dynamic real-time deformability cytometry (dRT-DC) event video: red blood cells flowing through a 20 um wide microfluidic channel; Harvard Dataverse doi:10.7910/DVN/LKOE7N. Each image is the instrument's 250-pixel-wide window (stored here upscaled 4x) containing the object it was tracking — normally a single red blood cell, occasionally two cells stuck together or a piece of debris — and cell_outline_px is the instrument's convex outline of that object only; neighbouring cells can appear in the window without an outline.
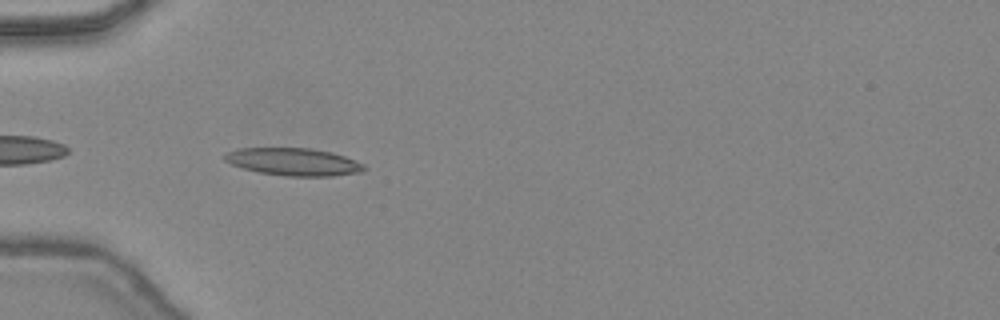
{"species": "common noctule bat (a hibernating species)", "species_latin": "Nyctalus noctula", "temperature_condition": "warm", "stored_images_in_passage": 10, "camera_frame_rate_fps": 3000, "um_per_image_px": 0.085, "animal": {"sex": "female", "body_mass_g": 24.6, "forearm_length_mm": 56.2}, "frame": {"image": 1, "passage_image": 2, "time_ms": 0.333, "image_size_px": [1000, 320], "cell_outline_px": [[368, 168], [364, 172], [332, 176], [288, 176], [260, 172], [244, 168], [232, 164], [224, 160], [224, 156], [228, 152], [240, 148], [312, 148], [332, 152], [356, 160], [364, 164]], "centroid_in_image_um": [25.03, 13.75], "position_along_channel_um": 60.0, "area_um2": 22.37}}
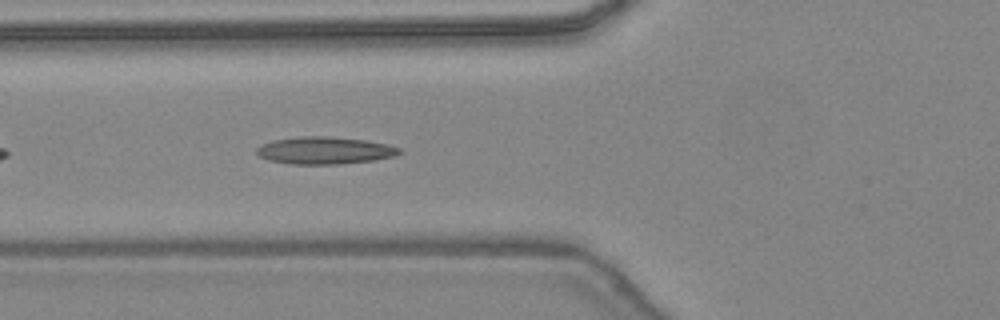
{"frame": {"image": 2, "passage_image": 5, "time_ms": 1.333, "image_size_px": [1000, 320], "cell_outline_px": [[400, 152], [396, 156], [372, 160], [340, 164], [292, 164], [268, 160], [260, 156], [256, 152], [256, 148], [260, 144], [272, 140], [300, 136], [328, 136], [368, 140], [388, 144], [400, 148]], "centroid_in_image_um": [27.58, 12.78], "position_along_channel_um": 98.2, "area_um2": 22.83}}